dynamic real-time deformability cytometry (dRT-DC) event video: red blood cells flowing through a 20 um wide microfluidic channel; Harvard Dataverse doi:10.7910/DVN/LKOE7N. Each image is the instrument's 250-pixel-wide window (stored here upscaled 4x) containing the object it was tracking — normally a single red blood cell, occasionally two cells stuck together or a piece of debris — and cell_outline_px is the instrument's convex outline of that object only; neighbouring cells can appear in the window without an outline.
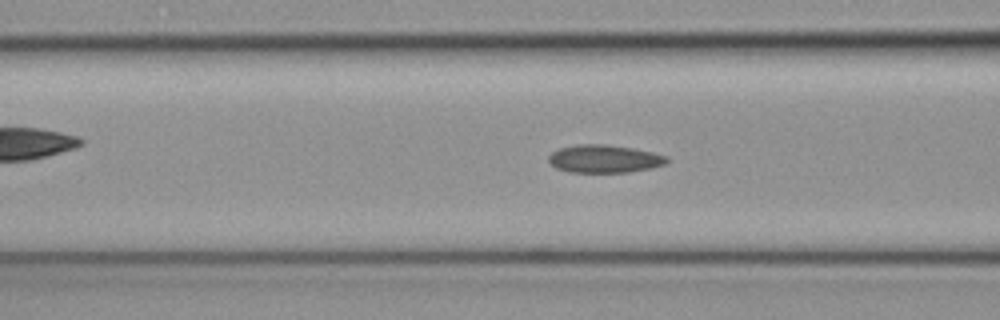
{"species": "common noctule bat (a hibernating species)", "species_latin": "Nyctalus noctula", "temperature_condition": "cold", "stored_images_in_passage": 37, "camera_frame_rate_fps": 3000, "um_per_image_px": 0.085, "animal": {"sex": "female", "body_mass_g": 19.3, "forearm_length_mm": 54.1}, "frame": {"image": 1, "passage_image": 8, "time_ms": 2.333, "image_size_px": [1000, 320], "cell_outline_px": [[668, 160], [664, 164], [652, 168], [628, 172], [568, 172], [556, 168], [548, 160], [548, 156], [552, 152], [560, 148], [580, 144], [604, 144], [632, 148], [652, 152], [668, 156]], "centroid_in_image_um": [51.36, 13.5], "position_along_channel_um": 115.2, "area_um2": 19.13}}